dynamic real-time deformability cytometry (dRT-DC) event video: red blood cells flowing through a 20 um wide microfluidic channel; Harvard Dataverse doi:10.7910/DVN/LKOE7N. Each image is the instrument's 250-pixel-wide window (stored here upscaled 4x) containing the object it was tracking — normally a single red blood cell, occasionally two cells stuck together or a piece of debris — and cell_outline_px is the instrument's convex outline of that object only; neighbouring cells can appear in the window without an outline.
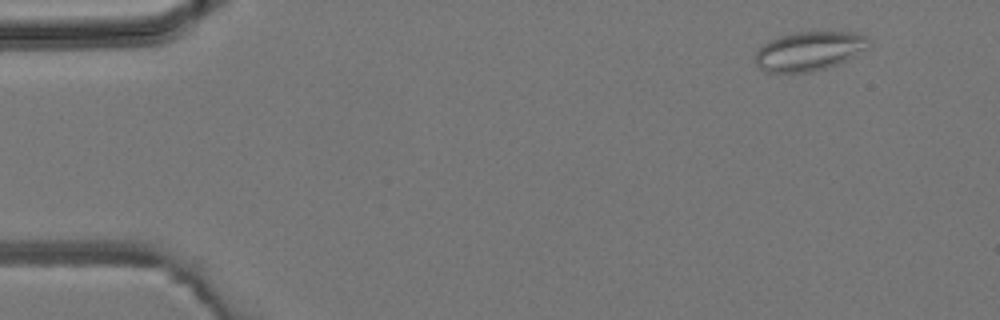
{"species": "common noctule bat (a hibernating species)", "species_latin": "Nyctalus noctula", "temperature_condition": "room temperature", "stored_images_in_passage": 4, "camera_frame_rate_fps": 3000, "um_per_image_px": 0.085, "animal": {"sex": "male", "body_mass_g": 19.2, "forearm_length_mm": 51.8}, "frame": {"image": 1, "passage_image": 1, "time_ms": 0.0, "image_size_px": [1000, 320], "cell_outline_px": [[872, 44], [868, 48], [828, 68], [812, 72], [768, 72], [760, 68], [752, 60], [756, 52], [768, 40], [792, 32], [856, 32], [868, 36]], "centroid_in_image_um": [68.78, 4.33], "position_along_channel_um": 16.2, "area_um2": 26.07}}